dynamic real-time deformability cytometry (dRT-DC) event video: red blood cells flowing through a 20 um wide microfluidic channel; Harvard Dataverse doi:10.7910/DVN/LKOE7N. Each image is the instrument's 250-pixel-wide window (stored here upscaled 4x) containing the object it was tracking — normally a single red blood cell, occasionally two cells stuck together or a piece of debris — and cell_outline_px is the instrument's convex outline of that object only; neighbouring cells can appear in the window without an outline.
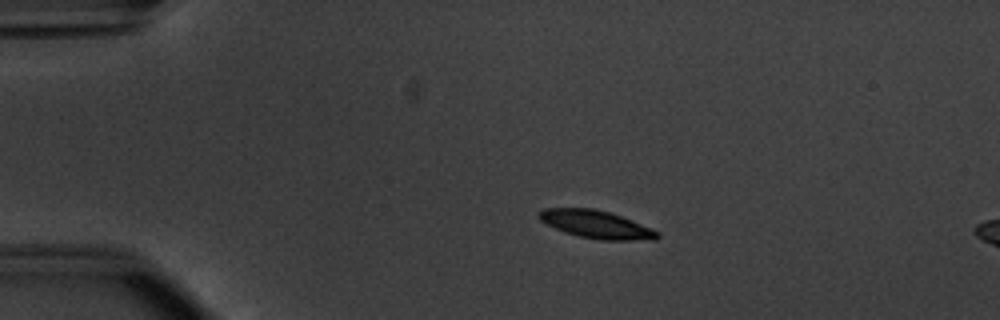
{"species": "common noctule bat (a hibernating species)", "species_latin": "Nyctalus noctula", "temperature_condition": "warm", "stored_images_in_passage": 44, "camera_frame_rate_fps": 3000, "um_per_image_px": 0.085, "animal": {"sex": "male", "body_mass_g": 20.1, "forearm_length_mm": 53.5}, "frame": {"image": 1, "passage_image": 2, "time_ms": 0.333, "image_size_px": [1000, 320], "cell_outline_px": [[660, 236], [656, 240], [600, 240], [580, 236], [564, 232], [540, 220], [536, 216], [536, 212], [544, 208], [596, 208], [632, 220], [652, 228], [660, 232]], "centroid_in_image_um": [50.69, 19.07], "position_along_channel_um": 34.3, "area_um2": 19.31}}
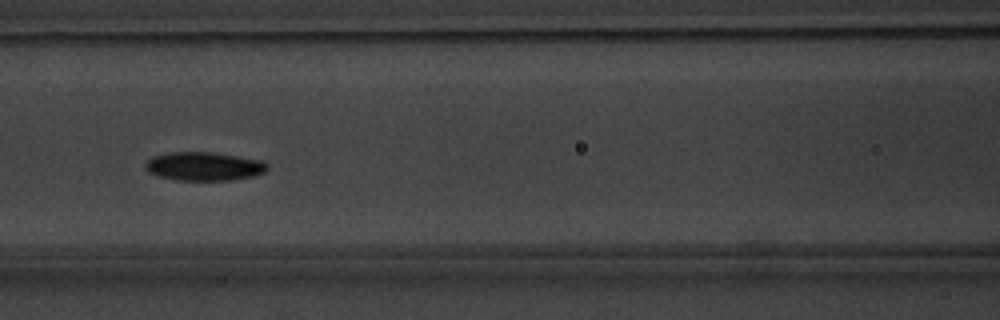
{"frame": {"image": 2, "passage_image": 15, "time_ms": 4.667, "image_size_px": [1000, 320], "cell_outline_px": [[268, 168], [264, 172], [256, 176], [232, 180], [176, 180], [156, 176], [148, 172], [144, 168], [144, 164], [152, 156], [168, 152], [212, 152], [264, 160], [268, 164]], "centroid_in_image_um": [17.34, 14.14], "position_along_channel_um": 149.3, "area_um2": 20.69}}
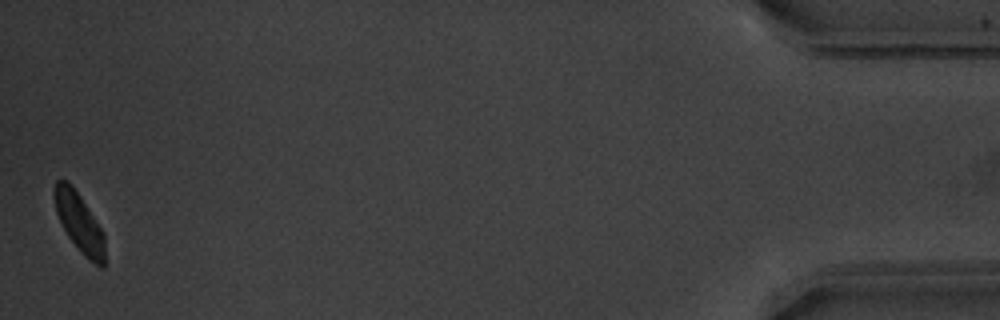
{"frame": {"image": 3, "passage_image": 44, "time_ms": 14.333, "image_size_px": [1000, 320], "cell_outline_px": [[104, 268], [100, 268], [88, 260], [80, 252], [68, 236], [56, 212], [52, 196], [52, 188], [56, 180], [68, 180], [72, 184], [80, 196], [100, 228], [104, 236]], "centroid_in_image_um": [6.69, 18.89], "position_along_channel_um": 428.5, "area_um2": 17.4}, "authors_computed_cell_mechanics": {"area_um2": 19.4786, "velocity_mm_per_s": 3.7865, "shape_relaxation_time_tau1_ms": 1.6313, "shape_relaxation_time_tau2_ms": null, "deformation_change_tau1": 0.098, "deformation_change_tau2": null}}